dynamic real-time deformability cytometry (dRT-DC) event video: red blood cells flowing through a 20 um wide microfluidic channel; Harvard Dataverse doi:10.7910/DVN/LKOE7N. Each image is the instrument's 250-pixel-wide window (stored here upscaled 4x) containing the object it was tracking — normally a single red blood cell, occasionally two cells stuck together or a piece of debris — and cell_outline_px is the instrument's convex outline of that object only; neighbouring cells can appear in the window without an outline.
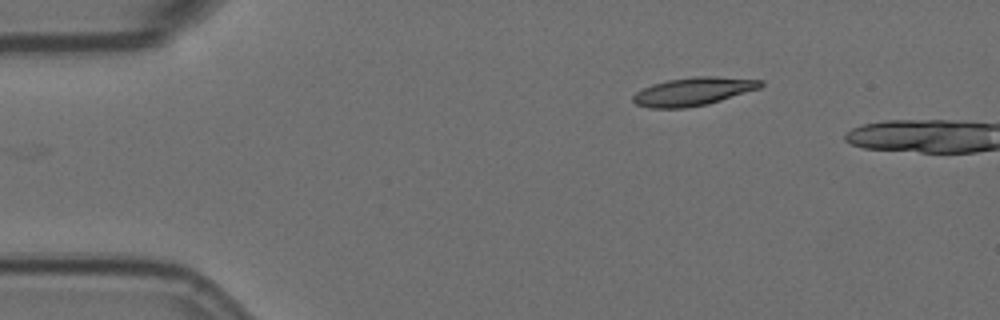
{"species": "Egyptian fruit bat (a non-hibernating species)", "species_latin": "Rousettus aegyptiacus", "temperature_condition": "room temperature", "stored_images_in_passage": 3, "camera_frame_rate_fps": 3000, "um_per_image_px": 0.085, "animal": {"sex": "female"}, "frame": {"image": 1, "passage_image": 1, "time_ms": 0.0, "image_size_px": [1000, 320], "cell_outline_px": [[764, 84], [760, 88], [708, 104], [684, 108], [648, 108], [636, 104], [632, 100], [632, 96], [636, 92], [652, 84], [668, 80], [696, 76], [716, 76], [764, 80]], "centroid_in_image_um": [58.93, 7.77], "position_along_channel_um": 26.1, "area_um2": 20.98}}